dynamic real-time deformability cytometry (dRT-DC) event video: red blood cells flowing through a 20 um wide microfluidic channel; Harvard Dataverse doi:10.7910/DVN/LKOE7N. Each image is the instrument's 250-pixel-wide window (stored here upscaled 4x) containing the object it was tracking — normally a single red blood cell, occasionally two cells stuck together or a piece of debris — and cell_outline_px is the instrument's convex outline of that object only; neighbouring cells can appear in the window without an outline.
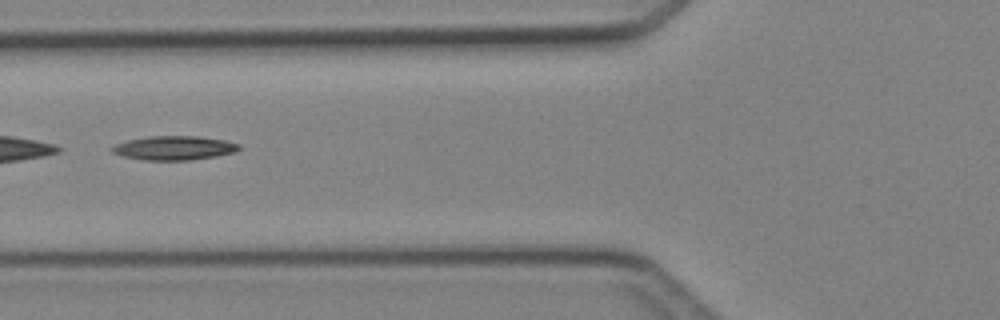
{"species": "Egyptian fruit bat (a non-hibernating species)", "species_latin": "Rousettus aegyptiacus", "temperature_condition": "cold", "stored_images_in_passage": 4, "camera_frame_rate_fps": 3000, "um_per_image_px": 0.085, "animal": {"sex": "female"}, "frame": {"image": 1, "passage_image": 4, "time_ms": 4.333, "image_size_px": [1000, 320], "cell_outline_px": [[240, 148], [236, 152], [216, 156], [188, 160], [144, 160], [124, 156], [112, 152], [108, 148], [116, 144], [128, 140], [148, 136], [196, 136], [224, 140], [240, 144]], "centroid_in_image_um": [14.79, 12.57], "position_along_channel_um": 111.0, "area_um2": 17.74}}